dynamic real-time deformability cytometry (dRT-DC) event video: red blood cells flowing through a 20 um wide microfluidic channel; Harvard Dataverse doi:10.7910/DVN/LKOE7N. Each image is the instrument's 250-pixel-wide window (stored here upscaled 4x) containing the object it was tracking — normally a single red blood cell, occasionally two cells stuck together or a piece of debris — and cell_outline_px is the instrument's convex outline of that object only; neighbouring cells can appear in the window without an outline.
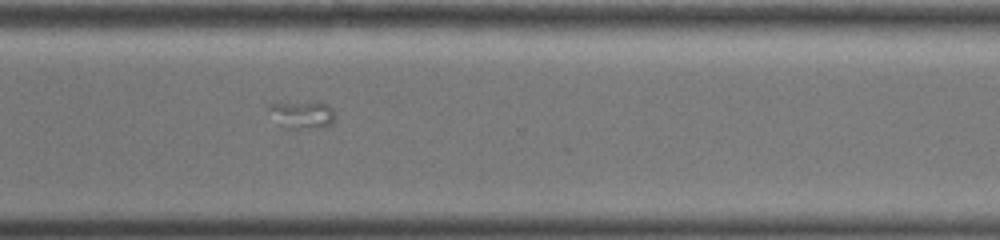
{"species": "common noctule bat (a hibernating species)", "species_latin": "Nyctalus noctula", "temperature_condition": "warm", "stored_images_in_passage": 30, "camera_frame_rate_fps": 3000, "um_per_image_px": 0.085, "animal": {"sex": "female", "body_mass_g": 19.0, "forearm_length_mm": 51.5}, "frame": {"image": 1, "passage_image": 30, "time_ms": 8.0, "image_size_px": [1000, 240], "cell_outline_px": [[336, 116], [332, 124], [324, 128], [284, 128], [280, 124], [268, 108], [268, 104], [316, 100], [320, 100], [328, 104], [332, 108]], "centroid_in_image_um": [25.78, 9.71], "position_along_channel_um": 344.8, "area_um2": 10.98}}